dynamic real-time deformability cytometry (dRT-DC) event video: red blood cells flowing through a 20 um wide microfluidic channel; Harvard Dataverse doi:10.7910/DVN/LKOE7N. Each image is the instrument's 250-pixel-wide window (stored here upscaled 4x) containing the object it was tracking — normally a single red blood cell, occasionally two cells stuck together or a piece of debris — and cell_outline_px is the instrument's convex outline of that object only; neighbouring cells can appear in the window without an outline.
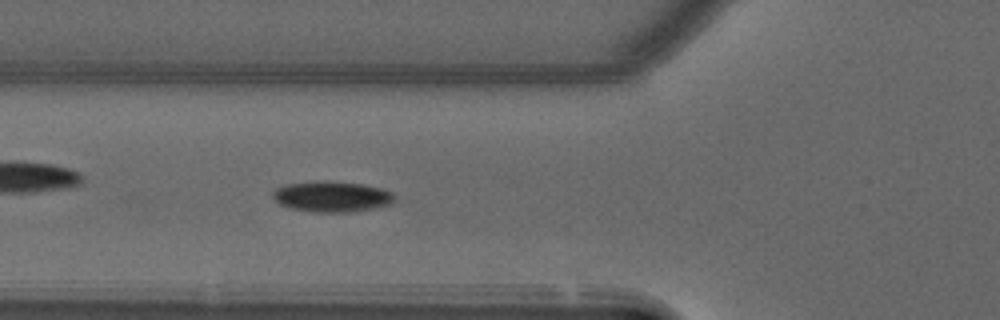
{"species": "common noctule bat (a hibernating species)", "species_latin": "Nyctalus noctula", "temperature_condition": "warm", "stored_images_in_passage": 52, "camera_frame_rate_fps": 3000, "um_per_image_px": 0.085, "animal": {"sex": "male", "forearm_length_mm": 52.5}, "frame": {"image": 1, "passage_image": 19, "time_ms": 6.0, "image_size_px": [1000, 320], "cell_outline_px": [[384, 200], [364, 204], [324, 208], [296, 204], [284, 200], [280, 196], [280, 192], [288, 188], [316, 184], [336, 184], [368, 188], [384, 192]], "centroid_in_image_um": [28.14, 16.62], "position_along_channel_um": 97.7, "area_um2": 13.47}}
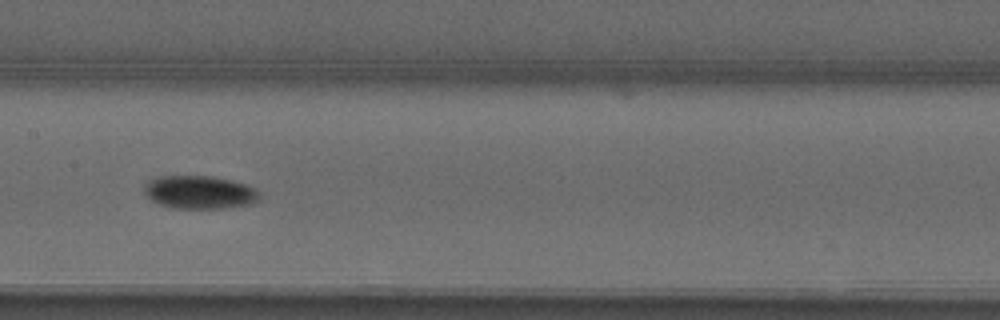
{"frame": {"image": 2, "passage_image": 26, "time_ms": 8.333, "image_size_px": [1000, 320], "cell_outline_px": [[244, 196], [232, 200], [168, 200], [160, 196], [156, 192], [156, 188], [160, 184], [168, 180], [208, 180], [228, 184], [240, 188], [244, 192]], "centroid_in_image_um": [16.84, 16.2], "position_along_channel_um": 190.6, "area_um2": 10.87}}
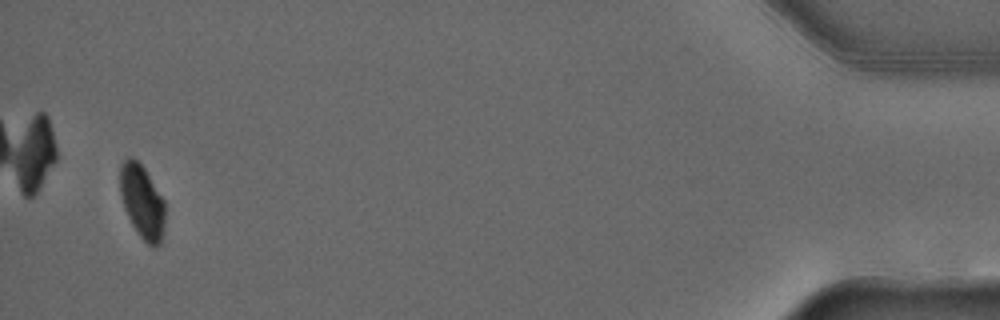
{"frame": {"image": 3, "passage_image": 50, "time_ms": 16.333, "image_size_px": [1000, 320], "cell_outline_px": [[160, 224], [156, 240], [148, 240], [144, 236], [136, 224], [128, 208], [124, 196], [124, 168], [132, 160], [144, 172], [160, 200]], "centroid_in_image_um": [12.07, 17.08], "position_along_channel_um": 423.1, "area_um2": 13.7}}